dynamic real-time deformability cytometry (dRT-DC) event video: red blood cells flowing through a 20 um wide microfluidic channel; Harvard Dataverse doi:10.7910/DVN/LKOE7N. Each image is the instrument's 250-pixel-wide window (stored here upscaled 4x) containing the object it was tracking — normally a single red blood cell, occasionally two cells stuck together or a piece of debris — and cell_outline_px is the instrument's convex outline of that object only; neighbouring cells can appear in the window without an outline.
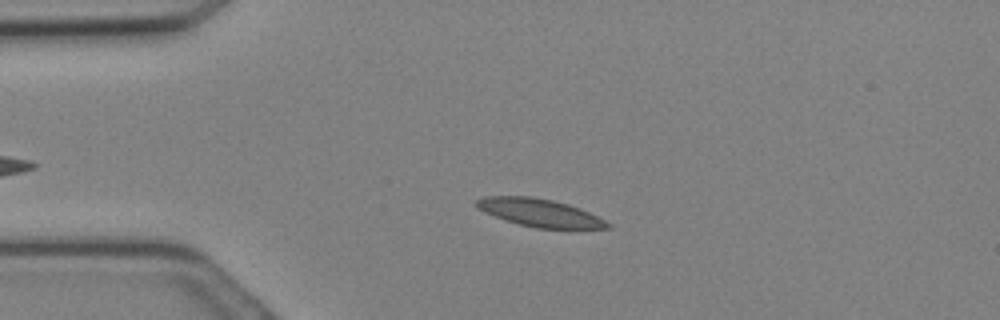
{"species": "Egyptian fruit bat (a non-hibernating species)", "species_latin": "Rousettus aegyptiacus", "temperature_condition": "cold", "stored_images_in_passage": 10, "camera_frame_rate_fps": 3000, "um_per_image_px": 0.085, "animal": {"sex": "female"}, "frame": {"image": 1, "passage_image": 6, "time_ms": 1.667, "image_size_px": [1000, 320], "cell_outline_px": [[612, 228], [536, 228], [520, 224], [484, 212], [476, 208], [476, 200], [484, 196], [528, 196], [552, 200], [568, 204], [580, 208], [612, 224]], "centroid_in_image_um": [45.87, 18.07], "position_along_channel_um": 39.1, "area_um2": 20.92}}
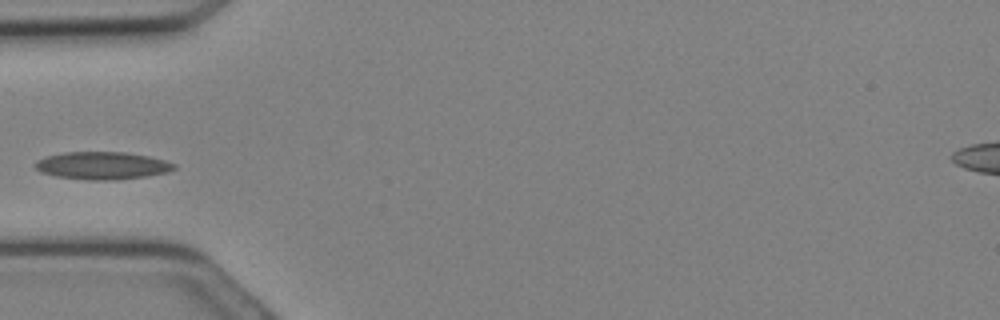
{"frame": {"image": 2, "passage_image": 9, "time_ms": 2.667, "image_size_px": [1000, 320], "cell_outline_px": [[176, 168], [168, 172], [144, 176], [116, 180], [88, 180], [56, 176], [40, 172], [36, 168], [36, 160], [44, 156], [64, 152], [124, 152], [148, 156], [164, 160], [176, 164]], "centroid_in_image_um": [8.67, 14.07], "position_along_channel_um": 76.3, "area_um2": 22.31}}